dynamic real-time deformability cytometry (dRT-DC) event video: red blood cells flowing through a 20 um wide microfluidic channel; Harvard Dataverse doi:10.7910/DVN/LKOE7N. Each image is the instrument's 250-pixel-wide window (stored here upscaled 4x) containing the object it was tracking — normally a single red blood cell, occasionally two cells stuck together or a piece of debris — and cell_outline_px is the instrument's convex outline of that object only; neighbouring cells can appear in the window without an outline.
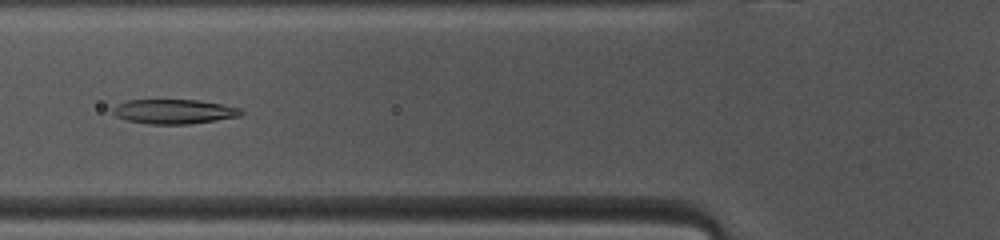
{"species": "common noctule bat (a hibernating species)", "species_latin": "Nyctalus noctula", "temperature_condition": "warm", "stored_images_in_passage": 41, "camera_frame_rate_fps": 3000, "um_per_image_px": 0.085, "animal": {"sex": "female", "body_mass_g": 10.0, "forearm_length_mm": 53.1}, "frame": {"image": 1, "passage_image": 10, "time_ms": 3.0, "image_size_px": [1000, 240], "cell_outline_px": [[244, 112], [240, 116], [216, 120], [188, 124], [148, 124], [128, 120], [116, 116], [112, 112], [112, 108], [116, 104], [128, 100], [196, 100], [220, 104], [240, 108]], "centroid_in_image_um": [14.76, 9.48], "position_along_channel_um": 111.0, "area_um2": 18.21}}
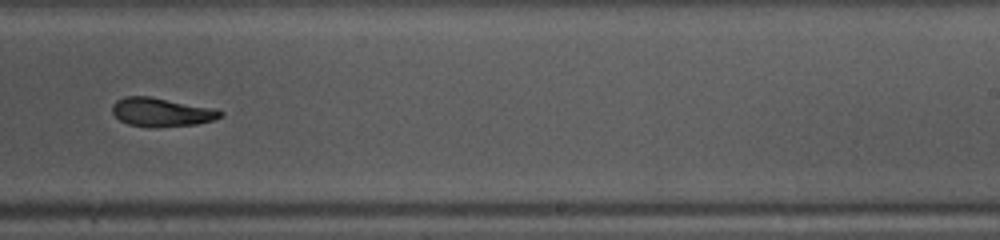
{"frame": {"image": 2, "passage_image": 22, "time_ms": 7.0, "image_size_px": [1000, 240], "cell_outline_px": [[224, 116], [212, 120], [196, 124], [156, 128], [152, 128], [128, 124], [120, 120], [112, 112], [112, 104], [116, 100], [124, 96], [148, 96], [216, 108], [224, 112]], "centroid_in_image_um": [13.74, 9.54], "position_along_channel_um": 275.3, "area_um2": 18.32}}
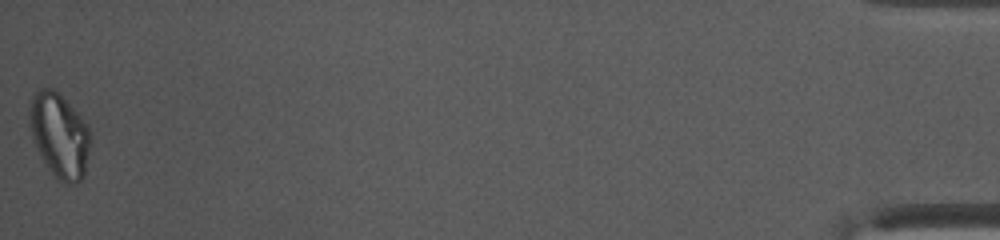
{"frame": {"image": 3, "passage_image": 41, "time_ms": 13.333, "image_size_px": [1000, 240], "cell_outline_px": [[92, 136], [84, 176], [80, 180], [68, 184], [60, 180], [48, 168], [36, 148], [32, 140], [28, 124], [32, 96], [40, 88], [52, 88], [88, 124]], "centroid_in_image_um": [5.05, 11.51], "position_along_channel_um": 430.1, "area_um2": 29.77}, "authors_computed_cell_mechanics": {"area_um2": 18.9006, "velocity_mm_per_s": 4.1043, "shape_relaxation_time_tau1_ms": null, "shape_relaxation_time_tau2_ms": 5.3522, "deformation_change_tau1": null, "deformation_change_tau2": 0.1139}}